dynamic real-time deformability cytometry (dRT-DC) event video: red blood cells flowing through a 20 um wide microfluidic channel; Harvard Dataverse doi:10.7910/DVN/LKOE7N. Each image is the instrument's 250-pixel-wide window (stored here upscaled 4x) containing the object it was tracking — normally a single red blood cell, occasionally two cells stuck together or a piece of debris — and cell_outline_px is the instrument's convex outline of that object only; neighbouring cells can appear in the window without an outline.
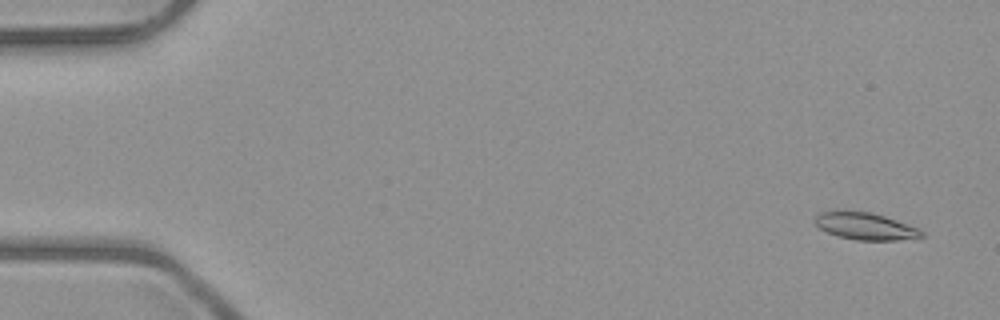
{"species": "common noctule bat (a hibernating species)", "species_latin": "Nyctalus noctula", "temperature_condition": "room temperature", "stored_images_in_passage": 4, "camera_frame_rate_fps": 3000, "um_per_image_px": 0.085, "animal": {"sex": "male", "body_mass_g": 23.1, "forearm_length_mm": 52.7}, "frame": {"image": 1, "passage_image": 1, "time_ms": 0.0, "image_size_px": [1000, 320], "cell_outline_px": [[924, 236], [896, 240], [856, 240], [840, 236], [828, 232], [820, 228], [812, 220], [820, 212], [844, 208], [872, 212], [896, 220], [916, 228], [924, 232]], "centroid_in_image_um": [73.47, 19.18], "position_along_channel_um": 11.5, "area_um2": 17.05}}
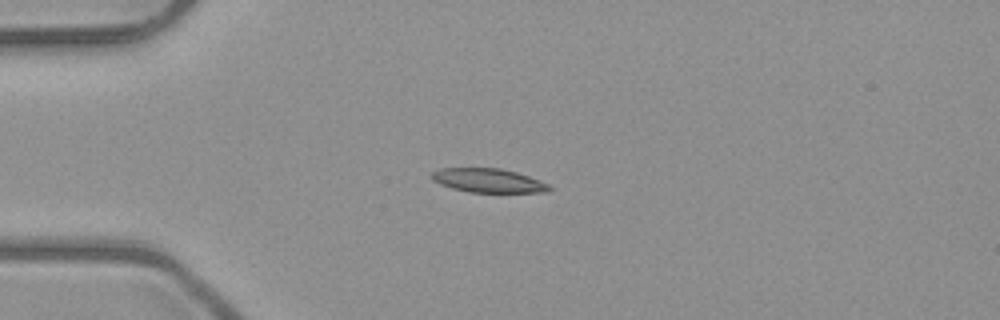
{"frame": {"image": 2, "passage_image": 4, "time_ms": 3.667, "image_size_px": [1000, 320], "cell_outline_px": [[552, 188], [548, 192], [468, 192], [452, 188], [440, 184], [432, 180], [432, 172], [440, 168], [500, 168], [516, 172], [528, 176], [548, 184]], "centroid_in_image_um": [41.49, 15.34], "position_along_channel_um": 43.5, "area_um2": 16.3}}